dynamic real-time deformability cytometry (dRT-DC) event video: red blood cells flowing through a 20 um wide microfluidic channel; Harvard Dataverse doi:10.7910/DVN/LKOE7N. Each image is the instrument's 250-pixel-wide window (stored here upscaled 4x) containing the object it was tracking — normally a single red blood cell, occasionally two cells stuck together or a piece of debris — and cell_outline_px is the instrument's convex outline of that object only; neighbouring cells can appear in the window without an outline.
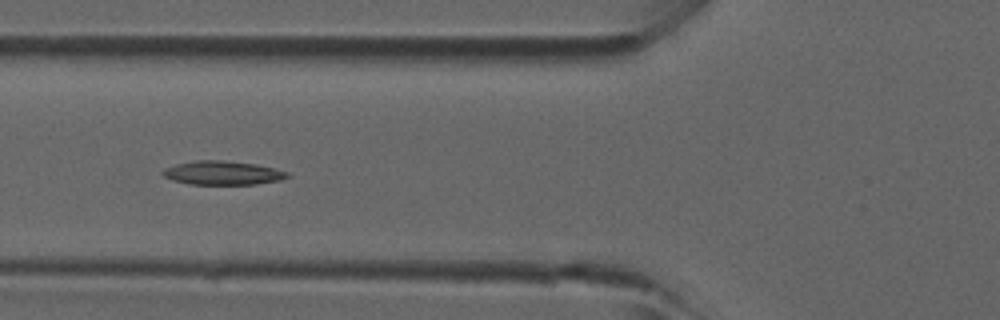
{"species": "common noctule bat (a hibernating species)", "species_latin": "Nyctalus noctula", "temperature_condition": "room temperature", "stored_images_in_passage": 5, "camera_frame_rate_fps": 3000, "um_per_image_px": 0.085, "animal": {"sex": "male", "forearm_length_mm": 52.5}, "frame": {"image": 1, "passage_image": 4, "time_ms": 1.0, "image_size_px": [1000, 320], "cell_outline_px": [[292, 176], [280, 180], [256, 184], [188, 184], [172, 180], [164, 176], [160, 172], [164, 168], [176, 164], [196, 160], [220, 160], [256, 164], [276, 168], [288, 172]], "centroid_in_image_um": [18.93, 14.69], "position_along_channel_um": 106.9, "area_um2": 17.4}}
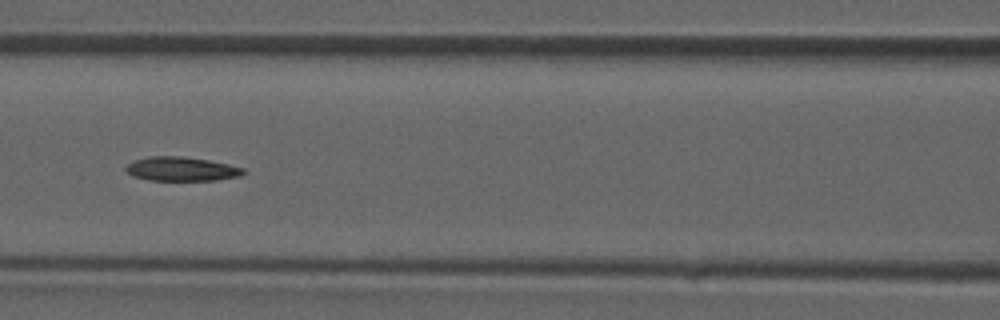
{"frame": {"image": 2, "passage_image": 5, "time_ms": 1.333, "image_size_px": [1000, 320], "cell_outline_px": [[248, 172], [240, 176], [216, 180], [148, 180], [132, 176], [124, 168], [132, 160], [148, 156], [180, 156], [208, 160], [228, 164], [244, 168]], "centroid_in_image_um": [15.42, 14.36], "position_along_channel_um": 151.2, "area_um2": 16.59}}